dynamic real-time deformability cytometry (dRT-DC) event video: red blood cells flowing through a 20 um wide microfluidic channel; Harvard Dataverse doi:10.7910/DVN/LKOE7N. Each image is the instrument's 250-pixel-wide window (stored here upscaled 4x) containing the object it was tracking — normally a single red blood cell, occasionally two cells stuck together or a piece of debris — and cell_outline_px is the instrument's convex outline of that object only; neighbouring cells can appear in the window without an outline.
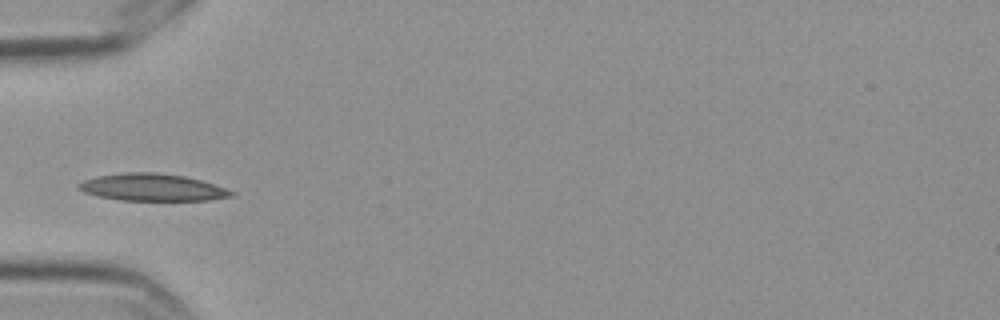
{"species": "Egyptian fruit bat (a non-hibernating species)", "species_latin": "Rousettus aegyptiacus", "temperature_condition": "cold", "stored_images_in_passage": 8, "camera_frame_rate_fps": 3000, "um_per_image_px": 0.085, "frame": {"image": 1, "passage_image": 3, "time_ms": 0.667, "image_size_px": [1000, 320], "cell_outline_px": [[236, 196], [208, 200], [120, 200], [100, 196], [84, 192], [76, 188], [76, 184], [84, 180], [96, 176], [124, 172], [156, 172], [184, 176], [200, 180], [236, 192]], "centroid_in_image_um": [12.93, 15.92], "position_along_channel_um": 72.1, "area_um2": 24.16}}
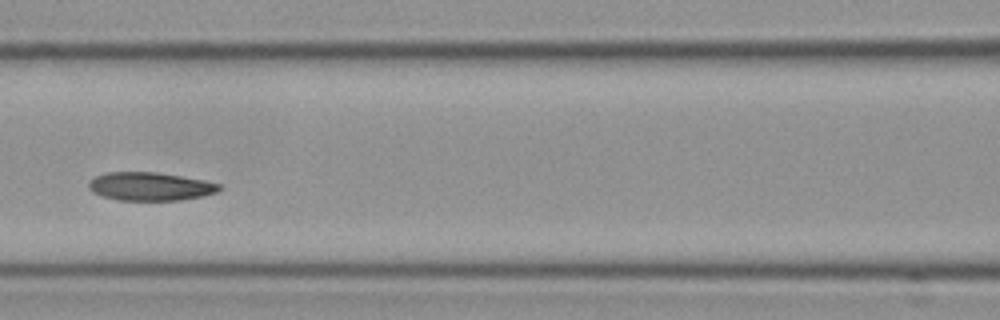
{"frame": {"image": 2, "passage_image": 5, "time_ms": 1.333, "image_size_px": [1000, 320], "cell_outline_px": [[224, 188], [216, 192], [204, 196], [180, 200], [120, 200], [104, 196], [92, 192], [88, 188], [88, 180], [96, 176], [108, 172], [156, 172], [204, 180], [220, 184]], "centroid_in_image_um": [12.77, 15.84], "position_along_channel_um": 153.8, "area_um2": 21.56}}
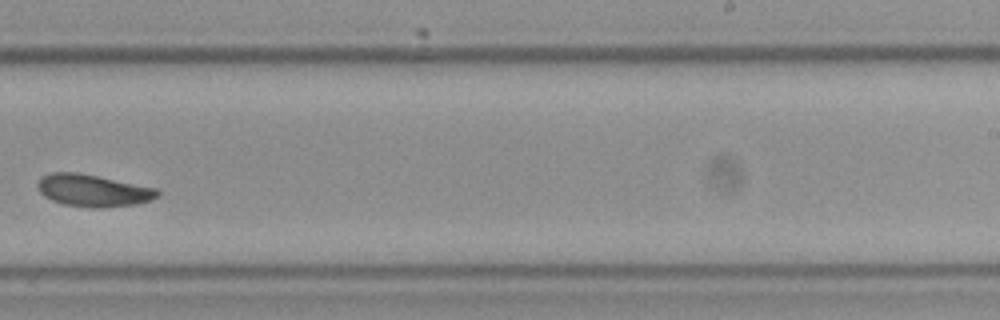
{"frame": {"image": 3, "passage_image": 8, "time_ms": 2.333, "image_size_px": [1000, 320], "cell_outline_px": [[160, 196], [152, 200], [136, 204], [104, 208], [92, 208], [64, 204], [52, 200], [44, 196], [40, 192], [36, 184], [44, 176], [52, 172], [76, 172], [156, 188], [160, 192]], "centroid_in_image_um": [7.93, 16.21], "position_along_channel_um": 281.1, "area_um2": 22.31}}